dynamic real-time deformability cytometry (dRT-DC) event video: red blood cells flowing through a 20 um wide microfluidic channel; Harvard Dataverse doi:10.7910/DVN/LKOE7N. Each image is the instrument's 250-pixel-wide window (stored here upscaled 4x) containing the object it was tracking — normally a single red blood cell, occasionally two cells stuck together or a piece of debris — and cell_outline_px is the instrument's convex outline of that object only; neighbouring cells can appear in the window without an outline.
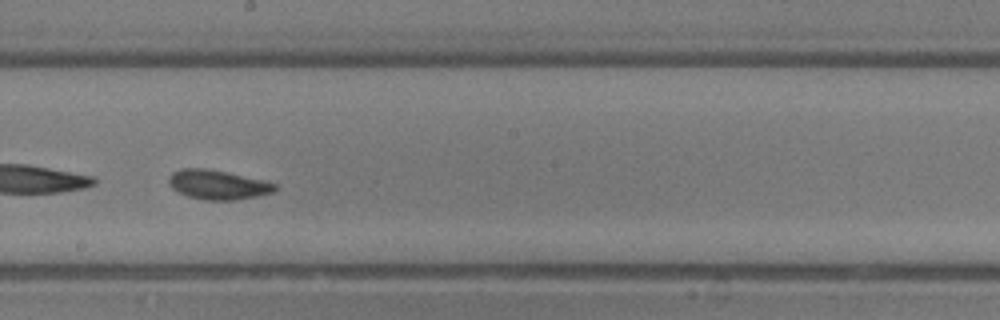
{"species": "common noctule bat (a hibernating species)", "species_latin": "Nyctalus noctula", "temperature_condition": "room temperature", "stored_images_in_passage": 24, "camera_frame_rate_fps": 3000, "um_per_image_px": 0.085, "animal": {"sex": "male", "body_mass_g": 13.3}, "frame": {"image": 1, "passage_image": 14, "time_ms": 4.333, "image_size_px": [1000, 320], "cell_outline_px": [[276, 188], [272, 192], [256, 196], [236, 200], [204, 200], [188, 196], [172, 188], [168, 184], [168, 176], [172, 172], [180, 168], [204, 168], [224, 172], [260, 180], [276, 184]], "centroid_in_image_um": [18.43, 15.7], "position_along_channel_um": 229.8, "area_um2": 17.86}}
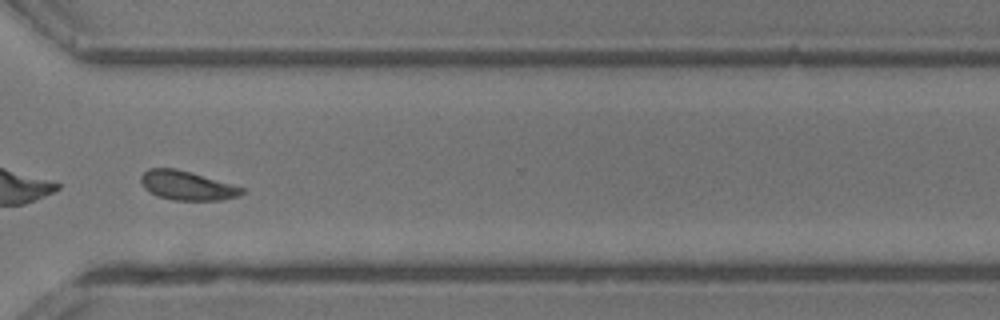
{"frame": {"image": 2, "passage_image": 21, "time_ms": 6.667, "image_size_px": [1000, 320], "cell_outline_px": [[244, 192], [240, 196], [220, 200], [172, 200], [160, 196], [144, 188], [140, 180], [140, 176], [148, 168], [176, 168], [244, 188]], "centroid_in_image_um": [15.88, 15.77], "position_along_channel_um": 354.7, "area_um2": 16.88}}